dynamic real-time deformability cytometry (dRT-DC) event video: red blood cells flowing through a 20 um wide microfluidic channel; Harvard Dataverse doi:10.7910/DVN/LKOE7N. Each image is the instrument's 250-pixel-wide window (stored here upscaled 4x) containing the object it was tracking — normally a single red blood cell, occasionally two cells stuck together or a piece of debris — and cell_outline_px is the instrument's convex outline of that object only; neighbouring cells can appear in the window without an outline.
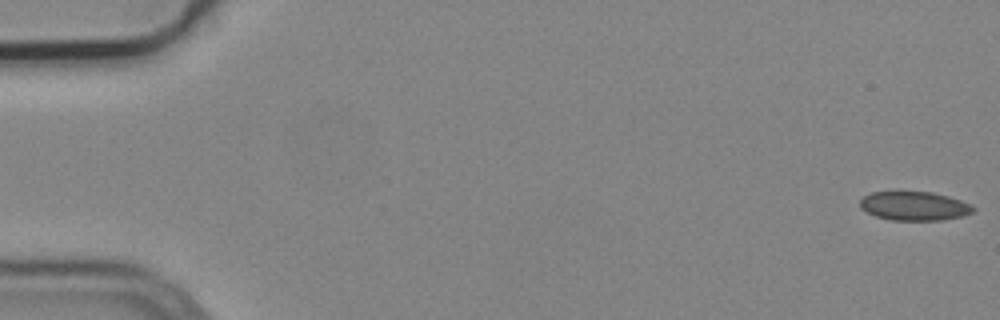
{"species": "common noctule bat (a hibernating species)", "species_latin": "Nyctalus noctula", "temperature_condition": "cold", "stored_images_in_passage": 33, "camera_frame_rate_fps": 3000, "um_per_image_px": 0.085, "animal": {"sex": "male", "body_mass_g": 19.2, "forearm_length_mm": 51.8}, "frame": {"image": 1, "passage_image": 1, "time_ms": 0.0, "image_size_px": [1000, 320], "cell_outline_px": [[976, 208], [972, 212], [964, 216], [944, 220], [892, 220], [876, 216], [860, 208], [860, 200], [864, 196], [872, 192], [932, 192], [948, 196], [972, 204]], "centroid_in_image_um": [77.75, 17.51], "position_along_channel_um": 7.3, "area_um2": 19.07}}
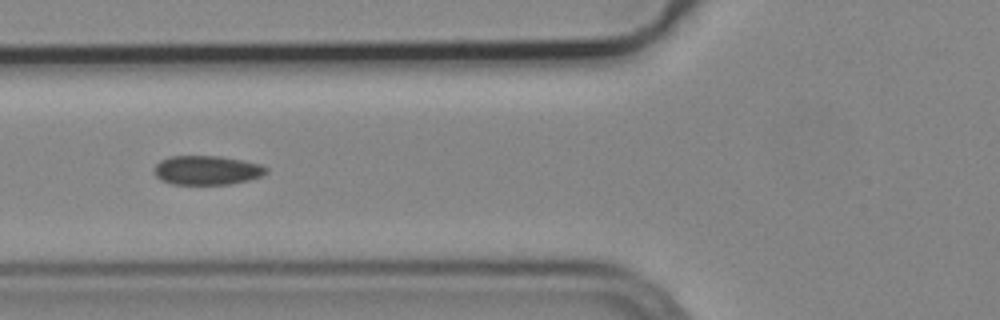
{"frame": {"image": 2, "passage_image": 21, "time_ms": 6.667, "image_size_px": [1000, 320], "cell_outline_px": [[268, 172], [260, 176], [248, 180], [228, 184], [172, 184], [160, 180], [152, 172], [156, 164], [160, 160], [168, 156], [220, 156], [260, 164], [268, 168]], "centroid_in_image_um": [17.54, 14.46], "position_along_channel_um": 108.3, "area_um2": 19.07}}
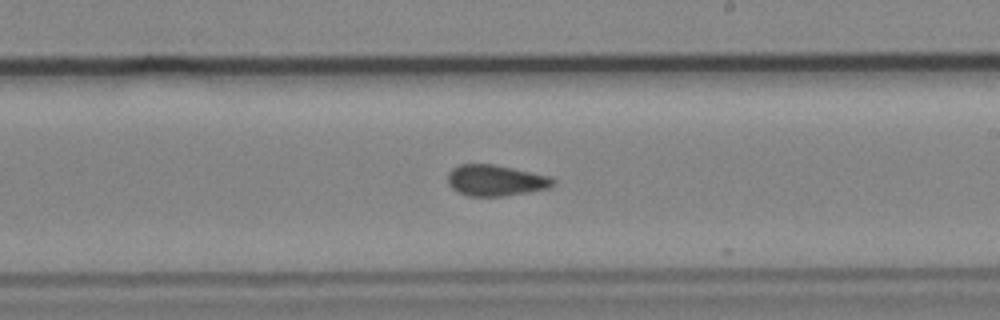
{"frame": {"image": 3, "passage_image": 32, "time_ms": 10.333, "image_size_px": [1000, 320], "cell_outline_px": [[556, 184], [548, 188], [528, 192], [504, 196], [468, 196], [452, 188], [448, 184], [448, 172], [452, 168], [460, 164], [492, 164], [552, 176], [556, 180]], "centroid_in_image_um": [42.15, 15.33], "position_along_channel_um": 246.8, "area_um2": 19.13}}